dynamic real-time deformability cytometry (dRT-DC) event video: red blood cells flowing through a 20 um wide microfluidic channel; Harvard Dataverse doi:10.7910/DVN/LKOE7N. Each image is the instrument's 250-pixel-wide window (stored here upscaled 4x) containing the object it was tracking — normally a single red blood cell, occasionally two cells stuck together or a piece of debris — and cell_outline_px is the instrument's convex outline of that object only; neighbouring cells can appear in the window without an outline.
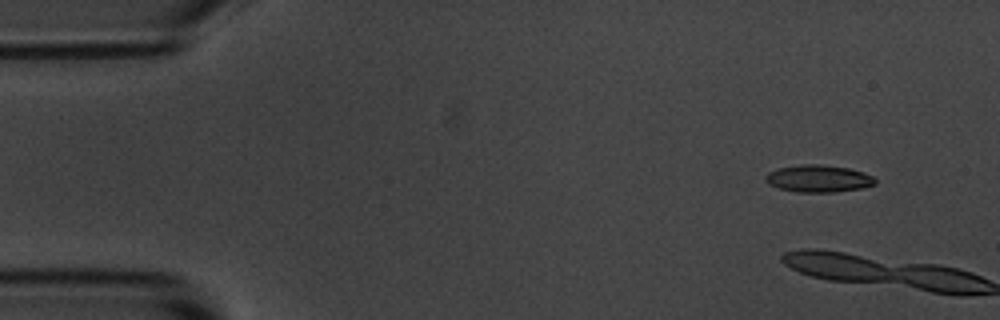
{"species": "common noctule bat (a hibernating species)", "species_latin": "Nyctalus noctula", "temperature_condition": "room temperature", "stored_images_in_passage": 7, "camera_frame_rate_fps": 3000, "um_per_image_px": 0.085, "animal": {"sex": "male", "body_mass_g": 20.1, "forearm_length_mm": 53.5}, "frame": {"image": 1, "passage_image": 5, "time_ms": 1.333, "image_size_px": [1000, 320], "cell_outline_px": [[876, 184], [860, 188], [832, 192], [796, 192], [780, 188], [768, 184], [764, 180], [764, 176], [768, 172], [780, 168], [800, 164], [824, 164], [848, 168], [864, 172], [872, 176], [876, 180]], "centroid_in_image_um": [69.55, 15.17], "position_along_channel_um": 15.5, "area_um2": 17.4}}